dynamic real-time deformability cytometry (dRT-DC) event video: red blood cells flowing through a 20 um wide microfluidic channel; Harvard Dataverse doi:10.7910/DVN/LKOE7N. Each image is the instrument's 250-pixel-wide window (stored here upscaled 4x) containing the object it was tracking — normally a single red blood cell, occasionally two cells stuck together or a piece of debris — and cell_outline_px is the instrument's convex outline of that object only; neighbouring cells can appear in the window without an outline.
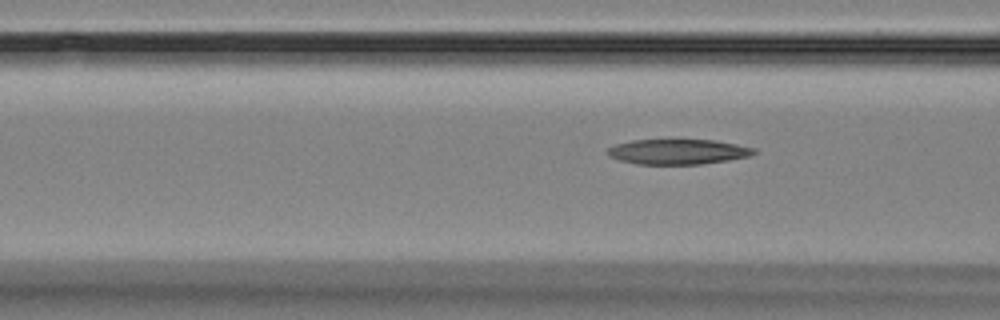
{"species": "Egyptian fruit bat (a non-hibernating species)", "species_latin": "Rousettus aegyptiacus", "temperature_condition": "room temperature", "stored_images_in_passage": 7, "segment_of_instrument_passage": [2, 2], "camera_frame_rate_fps": 3000, "um_per_image_px": 0.085, "animal": {"sex": "female"}, "frame": {"image": 1, "passage_image": 7, "time_ms": 8.333, "image_size_px": [1000, 320], "cell_outline_px": [[760, 152], [748, 156], [728, 160], [700, 164], [636, 164], [620, 160], [608, 156], [604, 152], [608, 148], [616, 144], [632, 140], [716, 140], [756, 148]], "centroid_in_image_um": [57.62, 12.89], "position_along_channel_um": 109.0, "area_um2": 21.56}}